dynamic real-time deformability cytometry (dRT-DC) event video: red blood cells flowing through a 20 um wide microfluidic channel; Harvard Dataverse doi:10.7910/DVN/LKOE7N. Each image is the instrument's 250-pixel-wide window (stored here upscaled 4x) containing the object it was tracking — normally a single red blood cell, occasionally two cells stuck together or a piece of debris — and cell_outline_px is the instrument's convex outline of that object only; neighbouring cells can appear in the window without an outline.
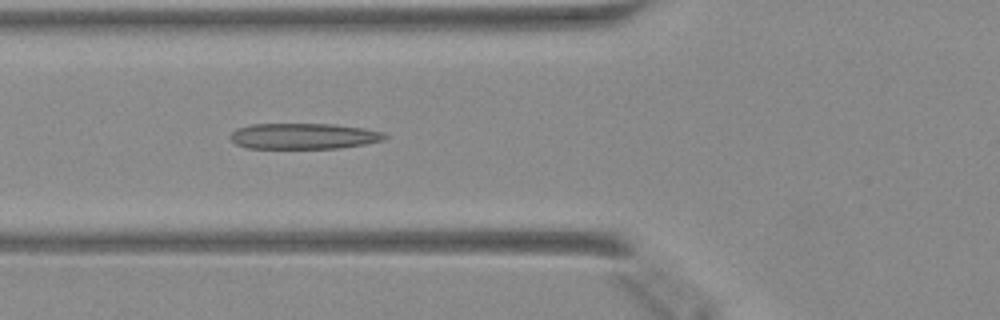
{"species": "Egyptian fruit bat (a non-hibernating species)", "species_latin": "Rousettus aegyptiacus", "temperature_condition": "warm", "stored_images_in_passage": 35, "camera_frame_rate_fps": 3000, "um_per_image_px": 0.085, "animal": {"sex": "female"}, "frame": {"image": 1, "passage_image": 5, "time_ms": 1.333, "image_size_px": [1000, 320], "cell_outline_px": [[388, 136], [384, 140], [364, 144], [340, 148], [248, 148], [236, 144], [228, 136], [236, 128], [252, 124], [336, 124], [364, 128], [384, 132]], "centroid_in_image_um": [25.82, 11.56], "position_along_channel_um": 100.0, "area_um2": 23.35}}
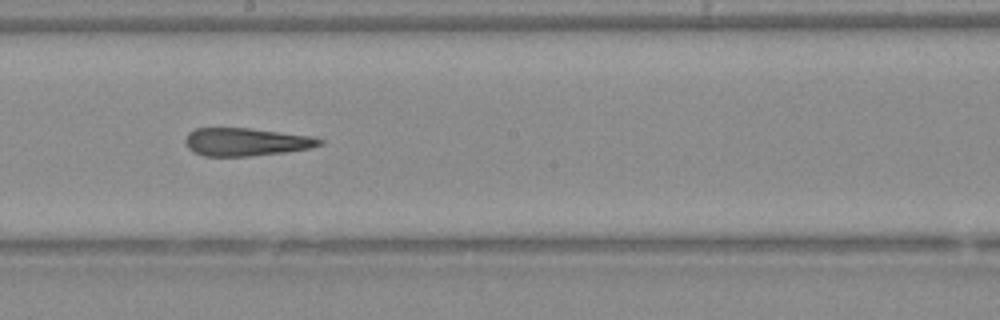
{"frame": {"image": 2, "passage_image": 14, "time_ms": 4.333, "image_size_px": [1000, 320], "cell_outline_px": [[324, 144], [308, 148], [284, 152], [252, 156], [204, 156], [192, 152], [188, 148], [184, 140], [188, 132], [196, 128], [248, 128], [312, 136], [324, 140]], "centroid_in_image_um": [20.88, 12.06], "position_along_channel_um": 227.3, "area_um2": 21.91}}
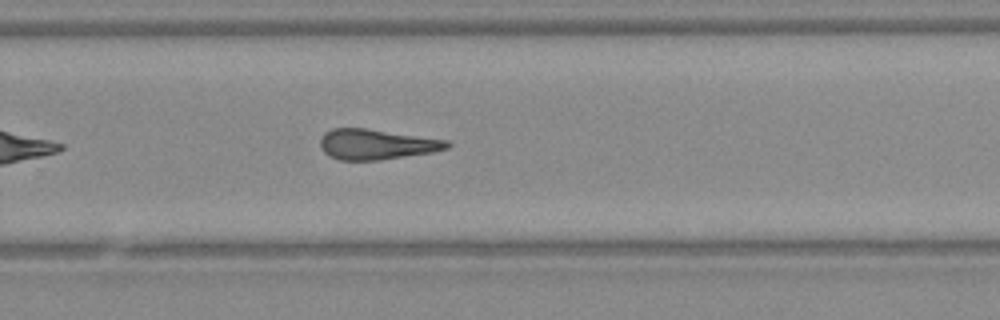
{"frame": {"image": 3, "passage_image": 19, "time_ms": 6.0, "image_size_px": [1000, 320], "cell_outline_px": [[452, 144], [448, 148], [432, 152], [380, 160], [340, 160], [328, 156], [320, 148], [320, 140], [324, 132], [332, 128], [364, 128], [448, 140]], "centroid_in_image_um": [31.97, 12.27], "position_along_channel_um": 297.8, "area_um2": 22.43}}